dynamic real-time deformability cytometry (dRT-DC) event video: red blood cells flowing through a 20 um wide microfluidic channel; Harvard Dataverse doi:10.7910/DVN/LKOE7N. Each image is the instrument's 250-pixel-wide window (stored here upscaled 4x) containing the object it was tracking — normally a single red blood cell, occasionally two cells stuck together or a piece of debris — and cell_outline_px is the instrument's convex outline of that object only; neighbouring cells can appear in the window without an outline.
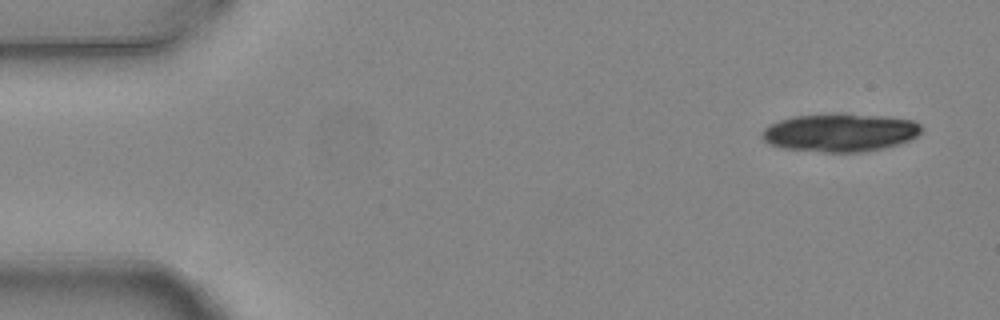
{"species": "common noctule bat (a hibernating species)", "species_latin": "Nyctalus noctula", "temperature_condition": "warm", "stored_images_in_passage": 7, "camera_frame_rate_fps": 3000, "um_per_image_px": 0.085, "animal": {"sex": "female", "body_mass_g": 24.6, "forearm_length_mm": 56.2}, "frame": {"image": 1, "passage_image": 1, "time_ms": 0.0, "image_size_px": [1000, 320], "cell_outline_px": [[920, 132], [916, 136], [900, 144], [884, 148], [864, 152], [824, 152], [784, 148], [768, 144], [760, 136], [760, 132], [764, 128], [780, 120], [796, 116], [884, 116], [912, 120], [920, 124]], "centroid_in_image_um": [71.39, 11.31], "position_along_channel_um": 13.6, "area_um2": 34.45}}
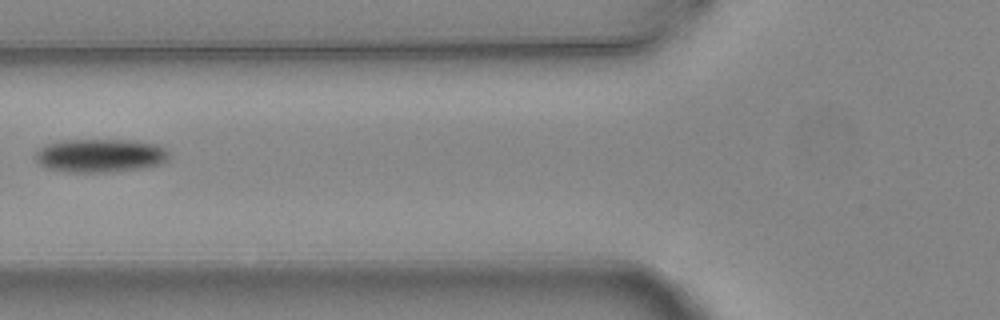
{"frame": {"image": 2, "passage_image": 6, "time_ms": 1.667, "image_size_px": [1000, 320], "cell_outline_px": [[168, 160], [160, 164], [140, 168], [108, 172], [68, 172], [44, 168], [36, 160], [36, 152], [44, 144], [68, 140], [136, 140], [156, 144], [164, 148], [168, 152]], "centroid_in_image_um": [8.5, 13.22], "position_along_channel_um": 117.3, "area_um2": 26.07}}
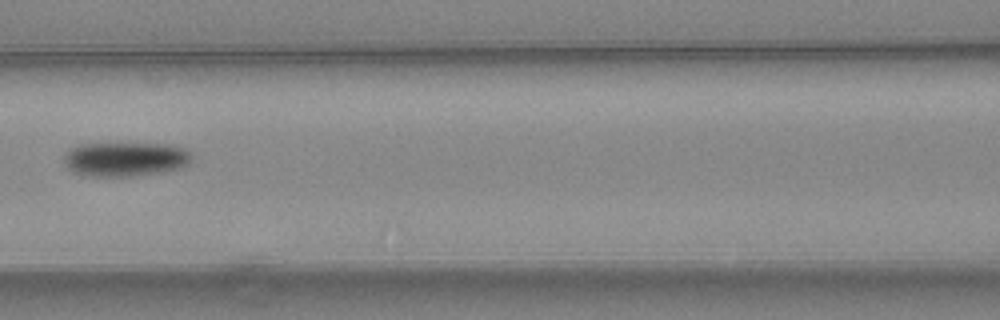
{"frame": {"image": 3, "passage_image": 7, "time_ms": 2.0, "image_size_px": [1000, 320], "cell_outline_px": [[192, 160], [188, 164], [180, 168], [160, 172], [132, 176], [84, 176], [72, 172], [68, 168], [64, 160], [64, 156], [72, 148], [80, 144], [172, 144], [184, 148], [192, 156]], "centroid_in_image_um": [10.66, 13.53], "position_along_channel_um": 155.9, "area_um2": 25.43}}